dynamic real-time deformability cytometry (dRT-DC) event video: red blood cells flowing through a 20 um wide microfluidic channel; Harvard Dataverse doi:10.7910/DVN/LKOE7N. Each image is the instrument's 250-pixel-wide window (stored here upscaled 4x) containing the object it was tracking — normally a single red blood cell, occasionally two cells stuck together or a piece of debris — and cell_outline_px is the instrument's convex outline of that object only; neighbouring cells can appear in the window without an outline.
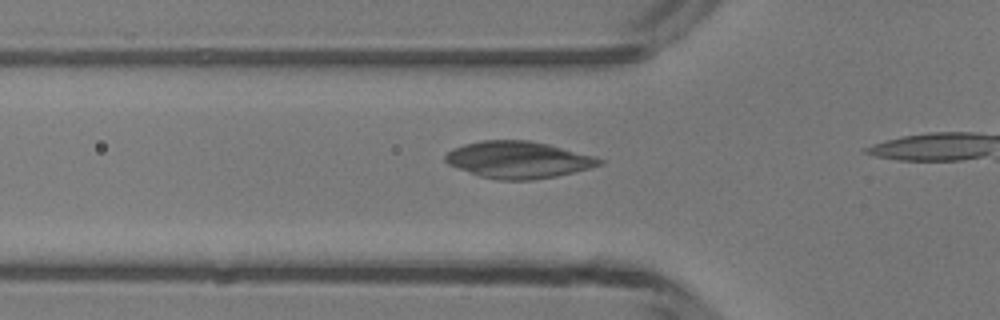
{"species": "common noctule bat (a hibernating species)", "species_latin": "Nyctalus noctula", "temperature_condition": "room temperature", "stored_images_in_passage": 10, "camera_frame_rate_fps": 3000, "um_per_image_px": 0.085, "animal": {"sex": "male", "body_mass_g": 13.3}, "frame": {"image": 1, "passage_image": 5, "time_ms": 1.333, "image_size_px": [1000, 320], "cell_outline_px": [[604, 164], [556, 176], [532, 180], [500, 180], [480, 176], [448, 164], [444, 160], [444, 156], [452, 148], [464, 144], [484, 140], [528, 140], [548, 144], [592, 156], [604, 160]], "centroid_in_image_um": [44.02, 13.58], "position_along_channel_um": 81.8, "area_um2": 32.77}}
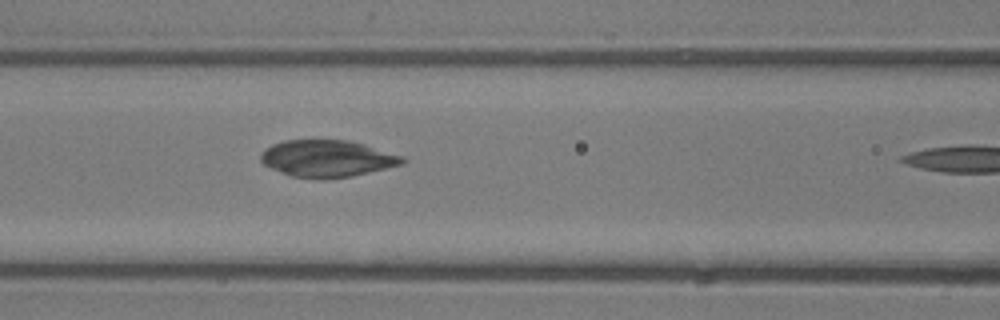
{"frame": {"image": 2, "passage_image": 9, "time_ms": 2.667, "image_size_px": [1000, 320], "cell_outline_px": [[408, 160], [404, 164], [352, 176], [328, 180], [316, 180], [292, 176], [280, 172], [264, 164], [260, 160], [260, 156], [264, 148], [272, 144], [284, 140], [348, 140], [364, 144], [404, 156]], "centroid_in_image_um": [27.83, 13.49], "position_along_channel_um": 138.8, "area_um2": 30.87}}